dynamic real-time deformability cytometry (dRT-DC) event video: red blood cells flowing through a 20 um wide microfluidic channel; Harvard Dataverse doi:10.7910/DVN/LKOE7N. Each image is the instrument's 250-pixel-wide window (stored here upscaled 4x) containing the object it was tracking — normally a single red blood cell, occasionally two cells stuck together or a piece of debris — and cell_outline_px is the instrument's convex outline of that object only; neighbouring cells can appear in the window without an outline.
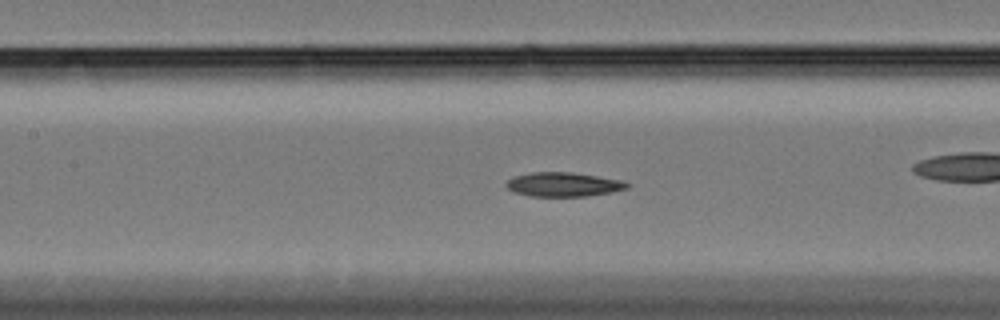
{"species": "Egyptian fruit bat (a non-hibernating species)", "species_latin": "Rousettus aegyptiacus", "temperature_condition": "cold", "stored_images_in_passage": 59, "camera_frame_rate_fps": 3000, "um_per_image_px": 0.085, "animal": {"sex": "female"}, "frame": {"image": 1, "passage_image": 26, "time_ms": 8.333, "image_size_px": [1000, 320], "cell_outline_px": [[628, 188], [608, 192], [584, 196], [532, 196], [516, 192], [508, 188], [504, 184], [512, 176], [532, 172], [572, 172], [620, 180], [628, 184]], "centroid_in_image_um": [47.82, 15.66], "position_along_channel_um": 159.6, "area_um2": 16.7}}